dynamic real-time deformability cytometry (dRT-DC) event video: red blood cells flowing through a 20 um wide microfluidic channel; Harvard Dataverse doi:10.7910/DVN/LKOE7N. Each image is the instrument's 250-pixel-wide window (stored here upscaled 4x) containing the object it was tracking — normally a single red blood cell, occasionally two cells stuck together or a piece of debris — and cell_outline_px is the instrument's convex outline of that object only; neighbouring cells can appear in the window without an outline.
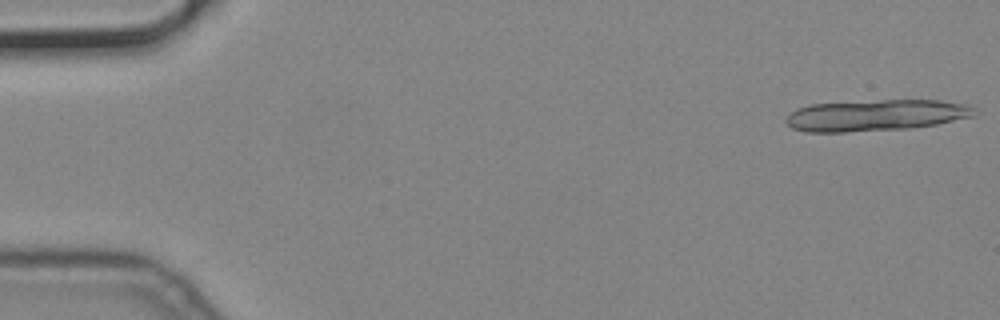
{"species": "common noctule bat (a hibernating species)", "species_latin": "Nyctalus noctula", "temperature_condition": "cold", "stored_images_in_passage": 6, "camera_frame_rate_fps": 3000, "um_per_image_px": 0.085, "animal": {"sex": "male", "body_mass_g": 19.2, "forearm_length_mm": 51.8}, "frame": {"image": 1, "passage_image": 1, "time_ms": 0.0, "image_size_px": [1000, 320], "cell_outline_px": [[972, 116], [936, 124], [912, 128], [844, 132], [808, 132], [792, 128], [784, 120], [796, 108], [808, 104], [880, 100], [940, 100], [968, 104], [972, 108]], "centroid_in_image_um": [74.39, 9.79], "position_along_channel_um": 10.6, "area_um2": 34.28}}